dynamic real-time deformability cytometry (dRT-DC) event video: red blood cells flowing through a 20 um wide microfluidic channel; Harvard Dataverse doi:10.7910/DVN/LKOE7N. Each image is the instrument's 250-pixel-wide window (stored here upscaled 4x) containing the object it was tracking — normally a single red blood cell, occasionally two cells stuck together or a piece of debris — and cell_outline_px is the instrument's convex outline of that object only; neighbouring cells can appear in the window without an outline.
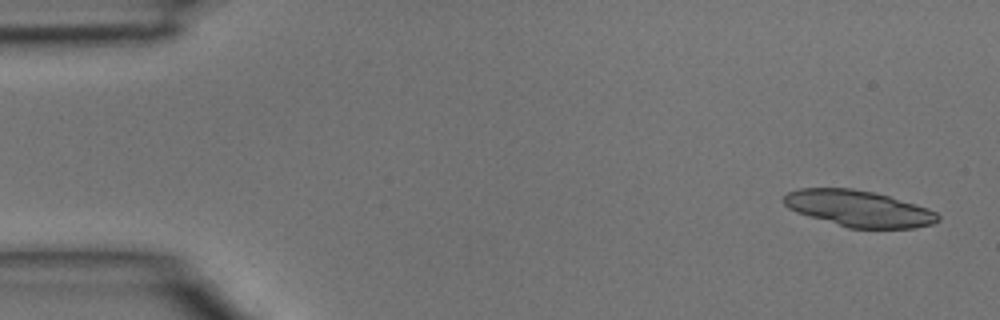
{"species": "common noctule bat (a hibernating species)", "species_latin": "Nyctalus noctula", "temperature_condition": "room temperature", "stored_images_in_passage": 3, "camera_frame_rate_fps": 3000, "um_per_image_px": 0.085, "animal": {"sex": "male", "body_mass_g": 15.6}, "frame": {"image": 1, "passage_image": 1, "time_ms": 0.0, "image_size_px": [1000, 320], "cell_outline_px": [[940, 220], [932, 224], [912, 228], [848, 228], [796, 212], [788, 208], [784, 204], [784, 196], [788, 192], [800, 188], [852, 188], [872, 192], [888, 196], [928, 208], [936, 212], [940, 216]], "centroid_in_image_um": [72.98, 17.73], "position_along_channel_um": 12.0, "area_um2": 32.37}}